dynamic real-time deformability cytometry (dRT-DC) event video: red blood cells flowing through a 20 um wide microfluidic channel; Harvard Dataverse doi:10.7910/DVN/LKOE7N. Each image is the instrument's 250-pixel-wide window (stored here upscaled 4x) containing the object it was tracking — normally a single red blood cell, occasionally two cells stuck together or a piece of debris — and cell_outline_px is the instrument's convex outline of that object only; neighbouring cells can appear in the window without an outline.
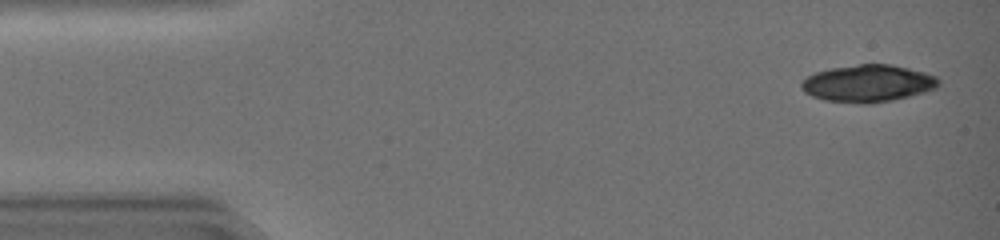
{"species": "common noctule bat (a hibernating species)", "species_latin": "Nyctalus noctula", "temperature_condition": "warm", "stored_images_in_passage": 33, "camera_frame_rate_fps": 3000, "um_per_image_px": 0.085, "animal": {"sex": "female", "body_mass_g": 19.0, "forearm_length_mm": 51.5}, "frame": {"image": 1, "passage_image": 2, "time_ms": 0.333, "image_size_px": [1000, 240], "cell_outline_px": [[940, 84], [936, 88], [924, 92], [892, 100], [828, 100], [812, 96], [804, 92], [800, 88], [800, 84], [808, 76], [816, 72], [832, 68], [860, 64], [892, 64], [924, 72], [936, 76], [940, 80]], "centroid_in_image_um": [73.81, 7.03], "position_along_channel_um": 11.2, "area_um2": 28.55}}
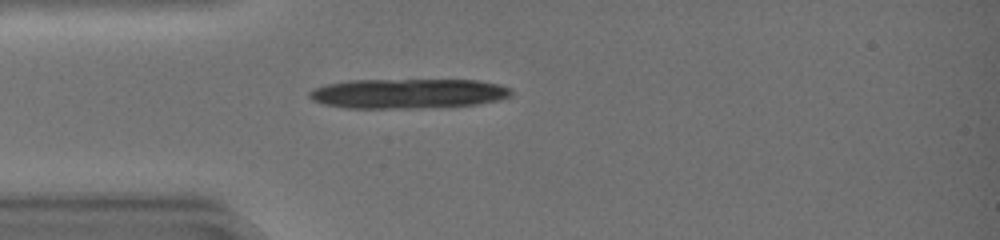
{"frame": {"image": 2, "passage_image": 12, "time_ms": 3.667, "image_size_px": [1000, 240], "cell_outline_px": [[512, 96], [496, 100], [476, 104], [420, 108], [348, 108], [324, 104], [312, 100], [308, 96], [308, 92], [324, 84], [348, 80], [480, 80], [500, 84], [512, 88]], "centroid_in_image_um": [34.68, 7.94], "position_along_channel_um": 50.3, "area_um2": 35.2}}